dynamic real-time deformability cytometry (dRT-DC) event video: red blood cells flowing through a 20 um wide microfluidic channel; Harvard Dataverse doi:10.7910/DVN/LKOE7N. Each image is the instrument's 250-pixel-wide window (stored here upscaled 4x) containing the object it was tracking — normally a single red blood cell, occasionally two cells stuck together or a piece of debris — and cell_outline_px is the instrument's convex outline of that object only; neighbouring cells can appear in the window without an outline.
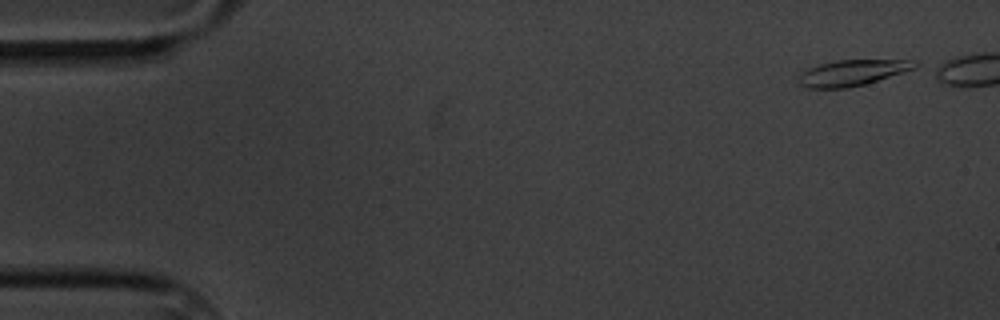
{"species": "common noctule bat (a hibernating species)", "species_latin": "Nyctalus noctula", "temperature_condition": "cold", "stored_images_in_passage": 6, "camera_frame_rate_fps": 3000, "um_per_image_px": 0.085, "animal": {"sex": "male", "body_mass_g": 20.1, "forearm_length_mm": 53.5}, "frame": {"image": 1, "passage_image": 1, "time_ms": 0.0, "image_size_px": [1000, 320], "cell_outline_px": [[920, 64], [912, 68], [864, 84], [848, 88], [804, 88], [800, 84], [800, 76], [808, 68], [820, 64], [836, 60], [916, 60]], "centroid_in_image_um": [72.41, 6.18], "position_along_channel_um": 12.6, "area_um2": 17.05}}